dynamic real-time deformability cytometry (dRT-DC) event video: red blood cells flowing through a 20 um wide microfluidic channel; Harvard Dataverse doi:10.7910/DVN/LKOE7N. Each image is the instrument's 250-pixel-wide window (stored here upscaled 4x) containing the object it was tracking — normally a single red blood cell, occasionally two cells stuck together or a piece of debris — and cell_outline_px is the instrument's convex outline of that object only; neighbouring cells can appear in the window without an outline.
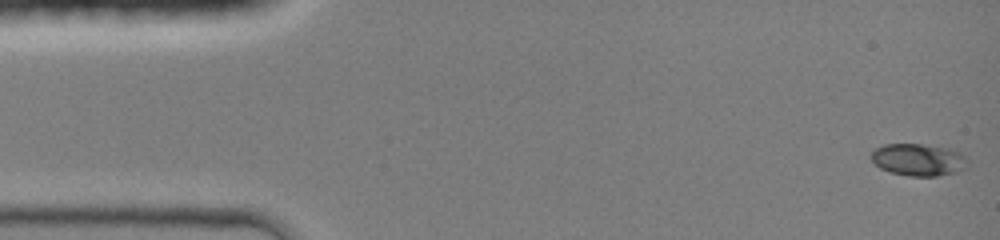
{"species": "common noctule bat (a hibernating species)", "species_latin": "Nyctalus noctula", "temperature_condition": "room temperature", "stored_images_in_passage": 44, "camera_frame_rate_fps": 3000, "um_per_image_px": 0.085, "animal": {"sex": "female", "body_mass_g": 19.0, "forearm_length_mm": 51.5}, "frame": {"image": 1, "passage_image": 1, "time_ms": 0.0, "image_size_px": [1000, 240], "cell_outline_px": [[968, 168], [956, 172], [936, 176], [908, 176], [892, 172], [880, 168], [868, 156], [876, 148], [884, 144], [924, 144], [948, 148], [960, 152], [968, 160]], "centroid_in_image_um": [78.08, 13.57], "position_along_channel_um": 6.9, "area_um2": 18.21}}
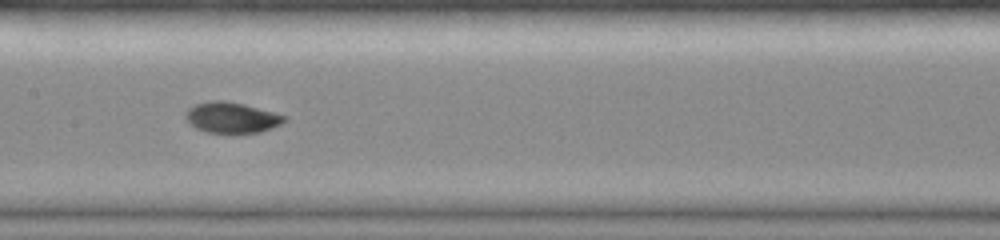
{"frame": {"image": 2, "passage_image": 22, "time_ms": 7.0, "image_size_px": [1000, 240], "cell_outline_px": [[288, 120], [272, 128], [260, 132], [232, 136], [208, 132], [196, 128], [184, 116], [184, 112], [188, 108], [196, 104], [212, 100], [224, 100], [244, 104], [288, 116]], "centroid_in_image_um": [19.72, 10.03], "position_along_channel_um": 187.7, "area_um2": 18.32}}
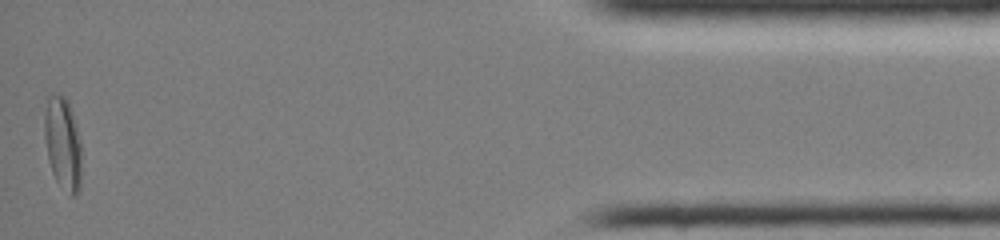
{"frame": {"image": 3, "passage_image": 44, "time_ms": 14.333, "image_size_px": [1000, 240], "cell_outline_px": [[80, 188], [76, 196], [72, 196], [56, 180], [52, 172], [48, 160], [44, 136], [44, 116], [48, 96], [64, 96], [68, 100], [76, 124], [80, 140]], "centroid_in_image_um": [5.33, 12.2], "position_along_channel_um": 429.9, "area_um2": 19.83}, "authors_computed_cell_mechanics": {"area_um2": 17.3978, "velocity_mm_per_s": 4.3075, "shape_relaxation_time_tau1_ms": 5.7693, "shape_relaxation_time_tau2_ms": 1.16, "deformation_change_tau1": 0.1961, "deformation_change_tau2": 0.0348}}